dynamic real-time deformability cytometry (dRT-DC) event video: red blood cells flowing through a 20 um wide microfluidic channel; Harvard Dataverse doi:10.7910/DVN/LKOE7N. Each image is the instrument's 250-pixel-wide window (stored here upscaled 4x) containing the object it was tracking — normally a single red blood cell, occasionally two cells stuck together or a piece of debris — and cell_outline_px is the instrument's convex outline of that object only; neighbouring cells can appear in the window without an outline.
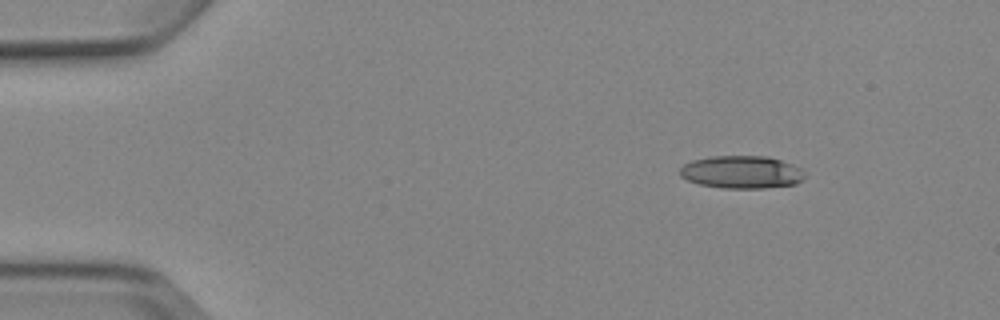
{"species": "Egyptian fruit bat (a non-hibernating species)", "species_latin": "Rousettus aegyptiacus", "temperature_condition": "cold", "stored_images_in_passage": 7, "camera_frame_rate_fps": 3000, "um_per_image_px": 0.085, "animal": {"sex": "female"}, "frame": {"image": 1, "passage_image": 1, "time_ms": 0.0, "image_size_px": [1000, 320], "cell_outline_px": [[804, 176], [796, 184], [764, 188], [720, 188], [700, 184], [688, 180], [680, 176], [680, 168], [684, 164], [692, 160], [712, 156], [768, 156], [792, 164], [800, 168], [804, 172]], "centroid_in_image_um": [63.02, 14.63], "position_along_channel_um": 22.0, "area_um2": 23.76}}
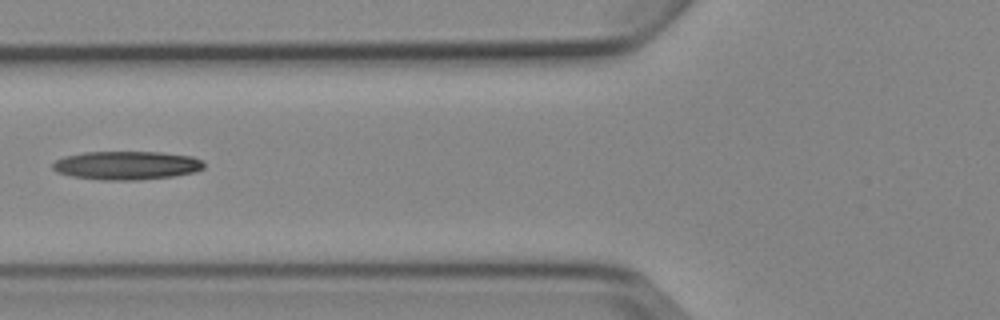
{"frame": {"image": 2, "passage_image": 5, "time_ms": 4.667, "image_size_px": [1000, 320], "cell_outline_px": [[204, 168], [196, 172], [172, 176], [136, 180], [100, 180], [72, 176], [56, 172], [52, 168], [52, 164], [56, 160], [64, 156], [84, 152], [160, 152], [192, 156], [200, 160], [204, 164]], "centroid_in_image_um": [10.74, 14.06], "position_along_channel_um": 115.1, "area_um2": 25.2}}
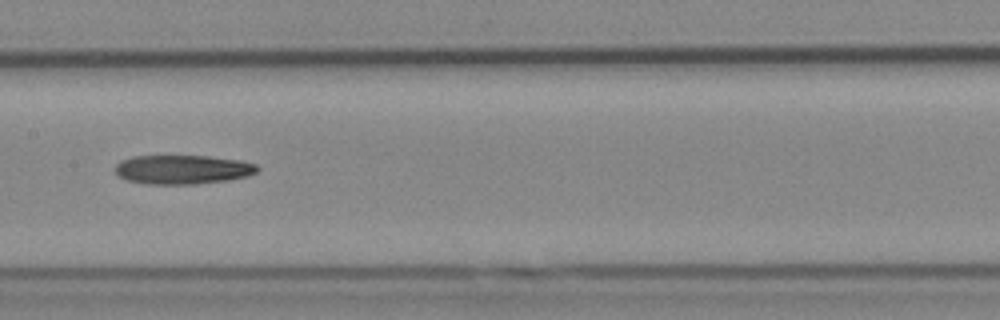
{"frame": {"image": 3, "passage_image": 7, "time_ms": 6.667, "image_size_px": [1000, 320], "cell_outline_px": [[260, 168], [256, 172], [248, 176], [228, 180], [196, 184], [144, 184], [124, 180], [116, 172], [116, 164], [120, 160], [132, 156], [208, 156], [240, 160], [256, 164]], "centroid_in_image_um": [15.51, 14.41], "position_along_channel_um": 191.9, "area_um2": 24.28}}